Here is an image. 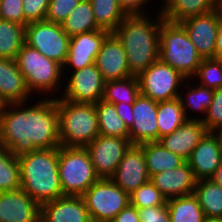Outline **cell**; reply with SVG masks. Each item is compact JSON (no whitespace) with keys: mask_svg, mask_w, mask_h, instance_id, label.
<instances>
[{"mask_svg":"<svg viewBox=\"0 0 222 222\" xmlns=\"http://www.w3.org/2000/svg\"><path fill=\"white\" fill-rule=\"evenodd\" d=\"M28 103L8 104L0 117V144L15 157L61 145L57 97L49 95Z\"/></svg>","mask_w":222,"mask_h":222,"instance_id":"obj_1","label":"cell"},{"mask_svg":"<svg viewBox=\"0 0 222 222\" xmlns=\"http://www.w3.org/2000/svg\"><path fill=\"white\" fill-rule=\"evenodd\" d=\"M152 18L148 14L127 15L113 31L127 56L129 72L138 77L159 60V32L165 20L161 12ZM149 17V18H148Z\"/></svg>","mask_w":222,"mask_h":222,"instance_id":"obj_2","label":"cell"},{"mask_svg":"<svg viewBox=\"0 0 222 222\" xmlns=\"http://www.w3.org/2000/svg\"><path fill=\"white\" fill-rule=\"evenodd\" d=\"M18 158L20 188L40 205L64 196L58 171V148L36 149Z\"/></svg>","mask_w":222,"mask_h":222,"instance_id":"obj_3","label":"cell"},{"mask_svg":"<svg viewBox=\"0 0 222 222\" xmlns=\"http://www.w3.org/2000/svg\"><path fill=\"white\" fill-rule=\"evenodd\" d=\"M61 146L85 147L98 135L95 104L68 101L57 97Z\"/></svg>","mask_w":222,"mask_h":222,"instance_id":"obj_4","label":"cell"},{"mask_svg":"<svg viewBox=\"0 0 222 222\" xmlns=\"http://www.w3.org/2000/svg\"><path fill=\"white\" fill-rule=\"evenodd\" d=\"M15 61L24 76L31 95L37 96L38 94L39 97V94H41L43 98H45L44 95L48 98L47 95L56 94L54 91H59L61 86L64 85V83L62 84L64 80L63 66L45 57L26 43L20 49Z\"/></svg>","mask_w":222,"mask_h":222,"instance_id":"obj_5","label":"cell"},{"mask_svg":"<svg viewBox=\"0 0 222 222\" xmlns=\"http://www.w3.org/2000/svg\"><path fill=\"white\" fill-rule=\"evenodd\" d=\"M159 59L180 72L185 78H193L203 58L180 23L164 20L159 32Z\"/></svg>","mask_w":222,"mask_h":222,"instance_id":"obj_6","label":"cell"},{"mask_svg":"<svg viewBox=\"0 0 222 222\" xmlns=\"http://www.w3.org/2000/svg\"><path fill=\"white\" fill-rule=\"evenodd\" d=\"M58 171L64 196H82L99 177L85 147H58Z\"/></svg>","mask_w":222,"mask_h":222,"instance_id":"obj_7","label":"cell"},{"mask_svg":"<svg viewBox=\"0 0 222 222\" xmlns=\"http://www.w3.org/2000/svg\"><path fill=\"white\" fill-rule=\"evenodd\" d=\"M81 197L93 222H111L130 204V195L110 178H99Z\"/></svg>","mask_w":222,"mask_h":222,"instance_id":"obj_8","label":"cell"},{"mask_svg":"<svg viewBox=\"0 0 222 222\" xmlns=\"http://www.w3.org/2000/svg\"><path fill=\"white\" fill-rule=\"evenodd\" d=\"M186 79L180 72L159 59L138 76L140 94L155 102L179 98Z\"/></svg>","mask_w":222,"mask_h":222,"instance_id":"obj_9","label":"cell"},{"mask_svg":"<svg viewBox=\"0 0 222 222\" xmlns=\"http://www.w3.org/2000/svg\"><path fill=\"white\" fill-rule=\"evenodd\" d=\"M70 37L61 24L49 21L30 22L25 27V43L62 66L65 64Z\"/></svg>","mask_w":222,"mask_h":222,"instance_id":"obj_10","label":"cell"},{"mask_svg":"<svg viewBox=\"0 0 222 222\" xmlns=\"http://www.w3.org/2000/svg\"><path fill=\"white\" fill-rule=\"evenodd\" d=\"M64 78L67 83L64 82L65 86L62 89L64 91H59L62 96L57 97L68 101L90 104H96L102 100L106 81L95 63L71 71L69 77Z\"/></svg>","mask_w":222,"mask_h":222,"instance_id":"obj_11","label":"cell"},{"mask_svg":"<svg viewBox=\"0 0 222 222\" xmlns=\"http://www.w3.org/2000/svg\"><path fill=\"white\" fill-rule=\"evenodd\" d=\"M132 145L129 138L98 135L85 149L96 175L99 178H111Z\"/></svg>","mask_w":222,"mask_h":222,"instance_id":"obj_12","label":"cell"},{"mask_svg":"<svg viewBox=\"0 0 222 222\" xmlns=\"http://www.w3.org/2000/svg\"><path fill=\"white\" fill-rule=\"evenodd\" d=\"M109 33V31L101 29L70 37L68 54L63 65L64 77H67V72L94 64L102 42Z\"/></svg>","mask_w":222,"mask_h":222,"instance_id":"obj_13","label":"cell"},{"mask_svg":"<svg viewBox=\"0 0 222 222\" xmlns=\"http://www.w3.org/2000/svg\"><path fill=\"white\" fill-rule=\"evenodd\" d=\"M218 16L219 9H216L203 15L188 17L179 22L203 59L214 58Z\"/></svg>","mask_w":222,"mask_h":222,"instance_id":"obj_14","label":"cell"},{"mask_svg":"<svg viewBox=\"0 0 222 222\" xmlns=\"http://www.w3.org/2000/svg\"><path fill=\"white\" fill-rule=\"evenodd\" d=\"M157 107L149 97L140 94L133 103V124L129 129V139L133 145L159 141Z\"/></svg>","mask_w":222,"mask_h":222,"instance_id":"obj_15","label":"cell"},{"mask_svg":"<svg viewBox=\"0 0 222 222\" xmlns=\"http://www.w3.org/2000/svg\"><path fill=\"white\" fill-rule=\"evenodd\" d=\"M110 179L129 195L150 180L144 152L139 145L128 149Z\"/></svg>","mask_w":222,"mask_h":222,"instance_id":"obj_16","label":"cell"},{"mask_svg":"<svg viewBox=\"0 0 222 222\" xmlns=\"http://www.w3.org/2000/svg\"><path fill=\"white\" fill-rule=\"evenodd\" d=\"M222 161V144L216 132L207 131L187 160L196 180L209 179Z\"/></svg>","mask_w":222,"mask_h":222,"instance_id":"obj_17","label":"cell"},{"mask_svg":"<svg viewBox=\"0 0 222 222\" xmlns=\"http://www.w3.org/2000/svg\"><path fill=\"white\" fill-rule=\"evenodd\" d=\"M95 65L106 82L132 76L129 72L125 49L113 32H110L102 42Z\"/></svg>","mask_w":222,"mask_h":222,"instance_id":"obj_18","label":"cell"},{"mask_svg":"<svg viewBox=\"0 0 222 222\" xmlns=\"http://www.w3.org/2000/svg\"><path fill=\"white\" fill-rule=\"evenodd\" d=\"M41 205L21 188L0 192V222H38Z\"/></svg>","mask_w":222,"mask_h":222,"instance_id":"obj_19","label":"cell"},{"mask_svg":"<svg viewBox=\"0 0 222 222\" xmlns=\"http://www.w3.org/2000/svg\"><path fill=\"white\" fill-rule=\"evenodd\" d=\"M42 222H93L81 196H62L41 204Z\"/></svg>","mask_w":222,"mask_h":222,"instance_id":"obj_20","label":"cell"},{"mask_svg":"<svg viewBox=\"0 0 222 222\" xmlns=\"http://www.w3.org/2000/svg\"><path fill=\"white\" fill-rule=\"evenodd\" d=\"M150 181L166 197V199L193 194L196 179L188 162L177 168L156 173Z\"/></svg>","mask_w":222,"mask_h":222,"instance_id":"obj_21","label":"cell"},{"mask_svg":"<svg viewBox=\"0 0 222 222\" xmlns=\"http://www.w3.org/2000/svg\"><path fill=\"white\" fill-rule=\"evenodd\" d=\"M207 130L201 120L187 119L177 130L159 139L168 150L187 161Z\"/></svg>","mask_w":222,"mask_h":222,"instance_id":"obj_22","label":"cell"},{"mask_svg":"<svg viewBox=\"0 0 222 222\" xmlns=\"http://www.w3.org/2000/svg\"><path fill=\"white\" fill-rule=\"evenodd\" d=\"M0 94L8 104L25 103L32 96L14 59L0 58Z\"/></svg>","mask_w":222,"mask_h":222,"instance_id":"obj_23","label":"cell"},{"mask_svg":"<svg viewBox=\"0 0 222 222\" xmlns=\"http://www.w3.org/2000/svg\"><path fill=\"white\" fill-rule=\"evenodd\" d=\"M162 3L159 8L161 15L166 21L175 23L188 17L206 14L221 6V0H162Z\"/></svg>","mask_w":222,"mask_h":222,"instance_id":"obj_24","label":"cell"},{"mask_svg":"<svg viewBox=\"0 0 222 222\" xmlns=\"http://www.w3.org/2000/svg\"><path fill=\"white\" fill-rule=\"evenodd\" d=\"M186 81L183 84V89L186 88L187 91L184 94V90H181L179 94V99L181 101L185 117L186 119L202 120L205 117L207 109L212 104L214 90L200 84H197L198 86L193 85L192 83L194 80L192 81L191 78L186 79ZM189 81L192 82L190 83ZM190 110H192V113L196 111V113L200 116L194 117V115H189ZM199 113L203 114L202 117Z\"/></svg>","mask_w":222,"mask_h":222,"instance_id":"obj_25","label":"cell"},{"mask_svg":"<svg viewBox=\"0 0 222 222\" xmlns=\"http://www.w3.org/2000/svg\"><path fill=\"white\" fill-rule=\"evenodd\" d=\"M143 149L149 176L174 169L182 165L185 160L165 148L159 141L139 144Z\"/></svg>","mask_w":222,"mask_h":222,"instance_id":"obj_26","label":"cell"},{"mask_svg":"<svg viewBox=\"0 0 222 222\" xmlns=\"http://www.w3.org/2000/svg\"><path fill=\"white\" fill-rule=\"evenodd\" d=\"M193 195L197 198L204 216L222 218V187L210 179L196 181Z\"/></svg>","mask_w":222,"mask_h":222,"instance_id":"obj_27","label":"cell"},{"mask_svg":"<svg viewBox=\"0 0 222 222\" xmlns=\"http://www.w3.org/2000/svg\"><path fill=\"white\" fill-rule=\"evenodd\" d=\"M61 25L69 37L93 30H101L95 21L89 0H81Z\"/></svg>","mask_w":222,"mask_h":222,"instance_id":"obj_28","label":"cell"},{"mask_svg":"<svg viewBox=\"0 0 222 222\" xmlns=\"http://www.w3.org/2000/svg\"><path fill=\"white\" fill-rule=\"evenodd\" d=\"M170 222H203L205 216L193 195L167 199Z\"/></svg>","mask_w":222,"mask_h":222,"instance_id":"obj_29","label":"cell"},{"mask_svg":"<svg viewBox=\"0 0 222 222\" xmlns=\"http://www.w3.org/2000/svg\"><path fill=\"white\" fill-rule=\"evenodd\" d=\"M186 120L179 98L158 102L157 124L159 129V139L173 133Z\"/></svg>","mask_w":222,"mask_h":222,"instance_id":"obj_30","label":"cell"},{"mask_svg":"<svg viewBox=\"0 0 222 222\" xmlns=\"http://www.w3.org/2000/svg\"><path fill=\"white\" fill-rule=\"evenodd\" d=\"M139 95L138 77L130 76L125 79L107 81L102 100L111 104L121 102L133 104Z\"/></svg>","mask_w":222,"mask_h":222,"instance_id":"obj_31","label":"cell"},{"mask_svg":"<svg viewBox=\"0 0 222 222\" xmlns=\"http://www.w3.org/2000/svg\"><path fill=\"white\" fill-rule=\"evenodd\" d=\"M25 44V26L0 19V58L16 59Z\"/></svg>","mask_w":222,"mask_h":222,"instance_id":"obj_32","label":"cell"},{"mask_svg":"<svg viewBox=\"0 0 222 222\" xmlns=\"http://www.w3.org/2000/svg\"><path fill=\"white\" fill-rule=\"evenodd\" d=\"M95 107L98 115L99 135L129 138V130L117 115L114 104L100 100Z\"/></svg>","mask_w":222,"mask_h":222,"instance_id":"obj_33","label":"cell"},{"mask_svg":"<svg viewBox=\"0 0 222 222\" xmlns=\"http://www.w3.org/2000/svg\"><path fill=\"white\" fill-rule=\"evenodd\" d=\"M97 25L113 32L127 16L118 0H89Z\"/></svg>","mask_w":222,"mask_h":222,"instance_id":"obj_34","label":"cell"},{"mask_svg":"<svg viewBox=\"0 0 222 222\" xmlns=\"http://www.w3.org/2000/svg\"><path fill=\"white\" fill-rule=\"evenodd\" d=\"M20 188V165L18 158L0 144V192Z\"/></svg>","mask_w":222,"mask_h":222,"instance_id":"obj_35","label":"cell"},{"mask_svg":"<svg viewBox=\"0 0 222 222\" xmlns=\"http://www.w3.org/2000/svg\"><path fill=\"white\" fill-rule=\"evenodd\" d=\"M195 84L206 86L210 89H218L222 87V60L215 58H204L200 63L196 74L192 80L197 78ZM199 80V81H198Z\"/></svg>","mask_w":222,"mask_h":222,"instance_id":"obj_36","label":"cell"},{"mask_svg":"<svg viewBox=\"0 0 222 222\" xmlns=\"http://www.w3.org/2000/svg\"><path fill=\"white\" fill-rule=\"evenodd\" d=\"M167 203L166 197L149 180L130 194V204L137 209L161 206Z\"/></svg>","mask_w":222,"mask_h":222,"instance_id":"obj_37","label":"cell"},{"mask_svg":"<svg viewBox=\"0 0 222 222\" xmlns=\"http://www.w3.org/2000/svg\"><path fill=\"white\" fill-rule=\"evenodd\" d=\"M207 131H217L222 126V87L214 90L211 106L201 120Z\"/></svg>","mask_w":222,"mask_h":222,"instance_id":"obj_38","label":"cell"},{"mask_svg":"<svg viewBox=\"0 0 222 222\" xmlns=\"http://www.w3.org/2000/svg\"><path fill=\"white\" fill-rule=\"evenodd\" d=\"M81 0H50L46 21L61 24Z\"/></svg>","mask_w":222,"mask_h":222,"instance_id":"obj_39","label":"cell"},{"mask_svg":"<svg viewBox=\"0 0 222 222\" xmlns=\"http://www.w3.org/2000/svg\"><path fill=\"white\" fill-rule=\"evenodd\" d=\"M0 19L26 27L29 22L24 17L23 0H0Z\"/></svg>","mask_w":222,"mask_h":222,"instance_id":"obj_40","label":"cell"},{"mask_svg":"<svg viewBox=\"0 0 222 222\" xmlns=\"http://www.w3.org/2000/svg\"><path fill=\"white\" fill-rule=\"evenodd\" d=\"M50 0H23L25 19L30 22L44 21Z\"/></svg>","mask_w":222,"mask_h":222,"instance_id":"obj_41","label":"cell"},{"mask_svg":"<svg viewBox=\"0 0 222 222\" xmlns=\"http://www.w3.org/2000/svg\"><path fill=\"white\" fill-rule=\"evenodd\" d=\"M140 222H170L167 203L161 206H152L137 209Z\"/></svg>","mask_w":222,"mask_h":222,"instance_id":"obj_42","label":"cell"},{"mask_svg":"<svg viewBox=\"0 0 222 222\" xmlns=\"http://www.w3.org/2000/svg\"><path fill=\"white\" fill-rule=\"evenodd\" d=\"M118 2L127 15L149 13V9H147L145 5L147 6L148 4L149 7L150 0H118Z\"/></svg>","mask_w":222,"mask_h":222,"instance_id":"obj_43","label":"cell"},{"mask_svg":"<svg viewBox=\"0 0 222 222\" xmlns=\"http://www.w3.org/2000/svg\"><path fill=\"white\" fill-rule=\"evenodd\" d=\"M111 222H140L137 208L129 204L122 209Z\"/></svg>","mask_w":222,"mask_h":222,"instance_id":"obj_44","label":"cell"},{"mask_svg":"<svg viewBox=\"0 0 222 222\" xmlns=\"http://www.w3.org/2000/svg\"><path fill=\"white\" fill-rule=\"evenodd\" d=\"M115 108L117 115L124 121L128 130L132 127L133 124V104H127L124 102L115 103Z\"/></svg>","mask_w":222,"mask_h":222,"instance_id":"obj_45","label":"cell"},{"mask_svg":"<svg viewBox=\"0 0 222 222\" xmlns=\"http://www.w3.org/2000/svg\"><path fill=\"white\" fill-rule=\"evenodd\" d=\"M214 58L222 60V11L220 10V8Z\"/></svg>","mask_w":222,"mask_h":222,"instance_id":"obj_46","label":"cell"},{"mask_svg":"<svg viewBox=\"0 0 222 222\" xmlns=\"http://www.w3.org/2000/svg\"><path fill=\"white\" fill-rule=\"evenodd\" d=\"M213 183L222 187V161L220 166L216 169L213 175L209 178Z\"/></svg>","mask_w":222,"mask_h":222,"instance_id":"obj_47","label":"cell"},{"mask_svg":"<svg viewBox=\"0 0 222 222\" xmlns=\"http://www.w3.org/2000/svg\"><path fill=\"white\" fill-rule=\"evenodd\" d=\"M7 106H8V102L0 94V117L5 112Z\"/></svg>","mask_w":222,"mask_h":222,"instance_id":"obj_48","label":"cell"},{"mask_svg":"<svg viewBox=\"0 0 222 222\" xmlns=\"http://www.w3.org/2000/svg\"><path fill=\"white\" fill-rule=\"evenodd\" d=\"M203 222H222V218H207V217H205Z\"/></svg>","mask_w":222,"mask_h":222,"instance_id":"obj_49","label":"cell"},{"mask_svg":"<svg viewBox=\"0 0 222 222\" xmlns=\"http://www.w3.org/2000/svg\"><path fill=\"white\" fill-rule=\"evenodd\" d=\"M215 132L218 134V136L220 138V142L222 144V126L217 131H215Z\"/></svg>","mask_w":222,"mask_h":222,"instance_id":"obj_50","label":"cell"}]
</instances>
